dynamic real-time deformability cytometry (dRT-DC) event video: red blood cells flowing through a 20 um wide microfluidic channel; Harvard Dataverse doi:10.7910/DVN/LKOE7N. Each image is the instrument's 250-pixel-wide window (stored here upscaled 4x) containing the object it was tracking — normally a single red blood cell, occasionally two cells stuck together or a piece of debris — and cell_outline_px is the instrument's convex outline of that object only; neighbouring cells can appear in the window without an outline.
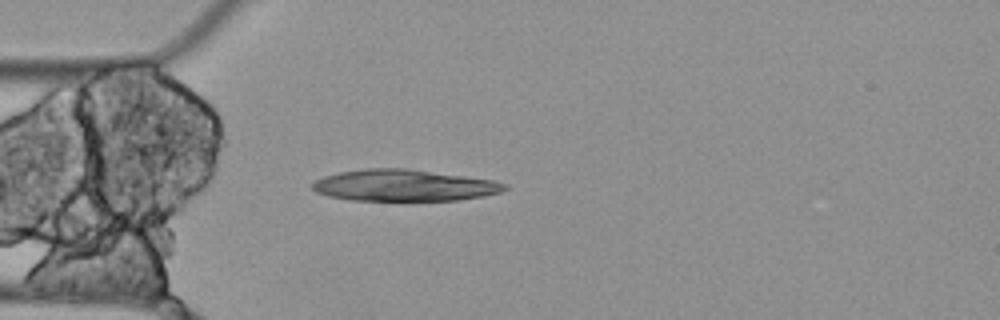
{"species": "Egyptian fruit bat (a non-hibernating species)", "species_latin": "Rousettus aegyptiacus", "temperature_condition": "cold", "stored_images_in_passage": 5, "camera_frame_rate_fps": 3000, "um_per_image_px": 0.085, "animal": {"sex": "female"}, "frame": {"image": 1, "passage_image": 5, "time_ms": 1.333, "image_size_px": [1000, 320], "cell_outline_px": [[508, 188], [500, 192], [484, 196], [460, 200], [352, 200], [328, 196], [316, 192], [312, 188], [312, 184], [316, 180], [324, 176], [340, 172], [364, 168], [408, 168], [492, 180], [508, 184]], "centroid_in_image_um": [34.34, 15.75], "position_along_channel_um": 50.7, "area_um2": 35.26}}